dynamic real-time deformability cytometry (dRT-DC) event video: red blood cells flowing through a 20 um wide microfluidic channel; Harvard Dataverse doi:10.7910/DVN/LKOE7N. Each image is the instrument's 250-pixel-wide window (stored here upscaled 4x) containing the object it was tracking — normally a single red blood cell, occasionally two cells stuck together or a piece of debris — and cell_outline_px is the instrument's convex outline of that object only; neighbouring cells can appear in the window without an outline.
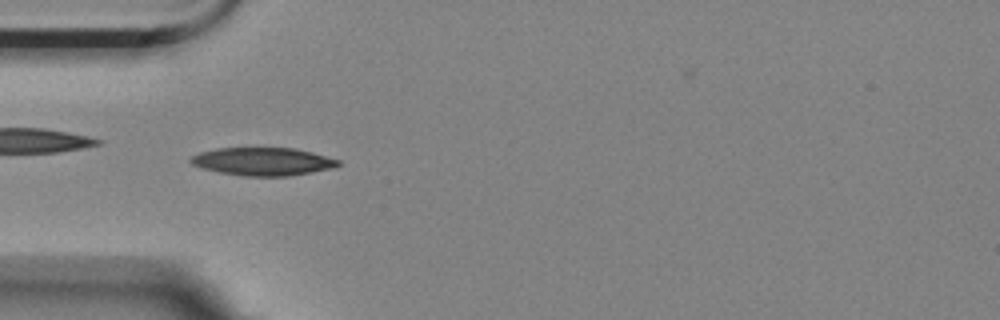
{"species": "Egyptian fruit bat (a non-hibernating species)", "species_latin": "Rousettus aegyptiacus", "temperature_condition": "room temperature", "stored_images_in_passage": 56, "camera_frame_rate_fps": 3000, "um_per_image_px": 0.085, "animal": {"sex": "female"}, "frame": {"image": 1, "passage_image": 16, "time_ms": 5.0, "image_size_px": [1000, 320], "cell_outline_px": [[340, 164], [332, 168], [312, 172], [288, 176], [244, 176], [220, 172], [200, 168], [192, 164], [188, 160], [192, 156], [200, 152], [216, 148], [296, 148], [312, 152], [340, 160]], "centroid_in_image_um": [22.33, 13.72], "position_along_channel_um": 62.7, "area_um2": 24.04}}
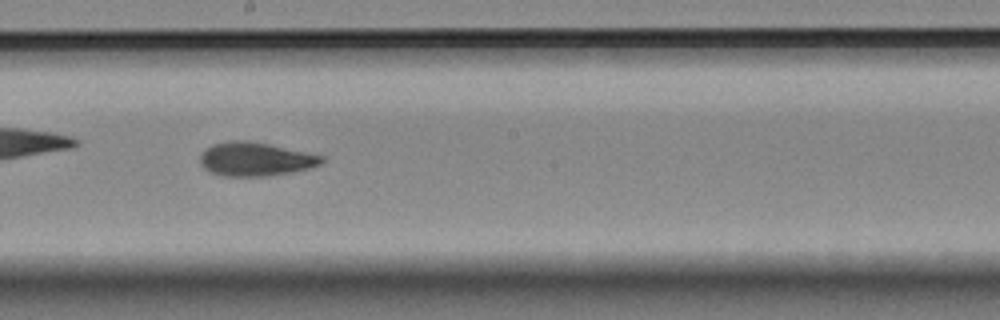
{"frame": {"image": 2, "passage_image": 30, "time_ms": 9.667, "image_size_px": [1000, 320], "cell_outline_px": [[324, 160], [320, 164], [312, 168], [292, 172], [268, 176], [224, 176], [212, 172], [204, 168], [200, 164], [200, 156], [212, 144], [232, 140], [248, 140], [268, 144], [324, 156]], "centroid_in_image_um": [21.72, 13.53], "position_along_channel_um": 226.5, "area_um2": 23.76}}
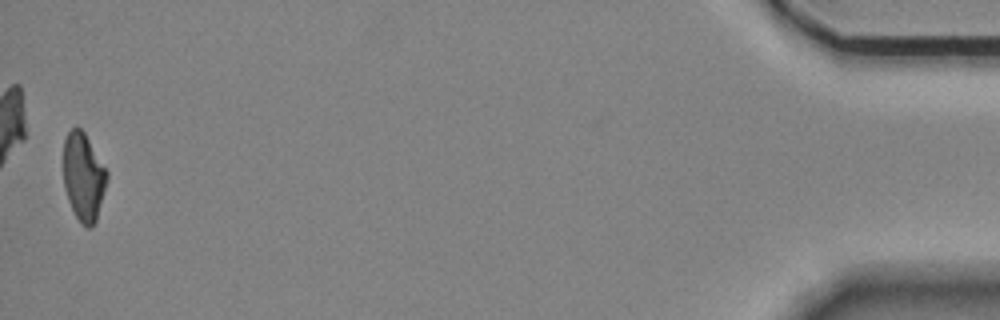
{"frame": {"image": 3, "passage_image": 55, "time_ms": 18.0, "image_size_px": [1000, 320], "cell_outline_px": [[108, 180], [96, 220], [92, 228], [88, 228], [76, 216], [68, 200], [64, 188], [64, 140], [68, 132], [72, 128], [80, 128], [84, 132], [108, 172]], "centroid_in_image_um": [7.1, 15.03], "position_along_channel_um": 428.1, "area_um2": 22.08}, "authors_computed_cell_mechanics": {"area_um2": 23.3512, "velocity_mm_per_s": 3.5116, "shape_relaxation_time_tau1_ms": 5.2212, "shape_relaxation_time_tau2_ms": 3.4618, "deformation_change_tau1": 0.1736, "deformation_change_tau2": 0.0953}}